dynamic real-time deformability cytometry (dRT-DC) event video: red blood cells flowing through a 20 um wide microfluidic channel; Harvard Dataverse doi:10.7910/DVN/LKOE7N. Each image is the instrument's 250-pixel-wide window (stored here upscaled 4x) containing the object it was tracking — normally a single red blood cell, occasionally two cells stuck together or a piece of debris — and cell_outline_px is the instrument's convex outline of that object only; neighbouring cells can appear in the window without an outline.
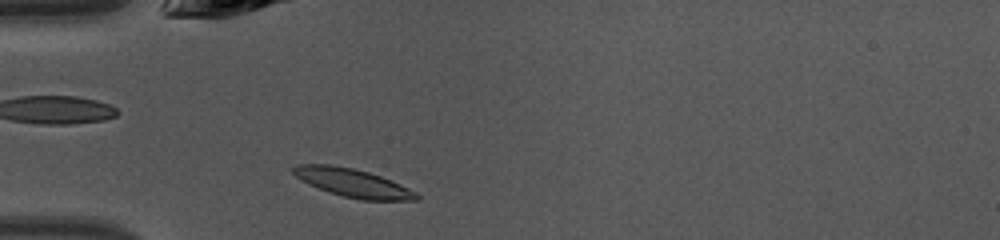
{"species": "common noctule bat (a hibernating species)", "species_latin": "Nyctalus noctula", "temperature_condition": "warm", "stored_images_in_passage": 35, "camera_frame_rate_fps": 3000, "um_per_image_px": 0.085, "animal": {"sex": "female", "body_mass_g": 10.0, "forearm_length_mm": 53.1}, "frame": {"image": 1, "passage_image": 2, "time_ms": 0.333, "image_size_px": [1000, 240], "cell_outline_px": [[420, 200], [360, 200], [328, 192], [308, 184], [296, 176], [292, 172], [292, 168], [296, 164], [328, 164], [352, 168], [368, 172], [380, 176], [400, 184], [416, 192], [420, 196]], "centroid_in_image_um": [29.98, 15.55], "position_along_channel_um": 55.0, "area_um2": 20.23}}
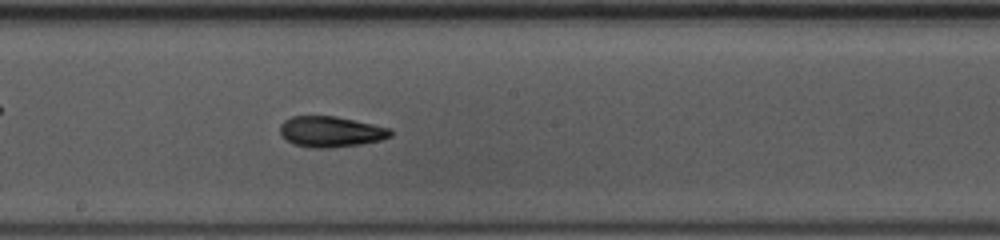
{"frame": {"image": 2, "passage_image": 14, "time_ms": 4.333, "image_size_px": [1000, 240], "cell_outline_px": [[392, 136], [380, 140], [360, 144], [332, 148], [312, 148], [296, 144], [288, 140], [280, 132], [280, 124], [284, 120], [292, 116], [336, 116], [392, 128]], "centroid_in_image_um": [28.15, 11.18], "position_along_channel_um": 220.1, "area_um2": 19.77}}
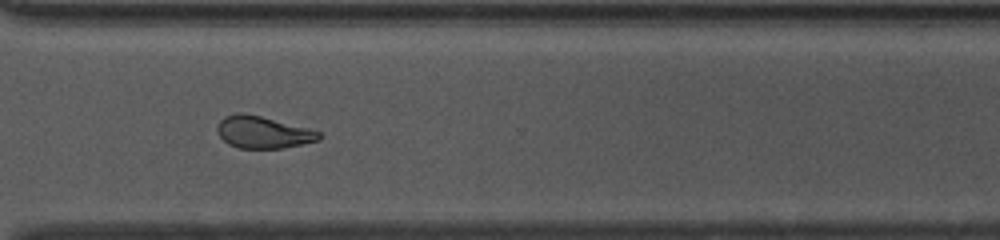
{"frame": {"image": 3, "passage_image": 23, "time_ms": 7.333, "image_size_px": [1000, 240], "cell_outline_px": [[324, 136], [320, 140], [280, 148], [240, 148], [228, 144], [220, 136], [216, 128], [220, 120], [224, 116], [236, 112], [244, 112], [308, 128], [320, 132]], "centroid_in_image_um": [22.34, 11.23], "position_along_channel_um": 348.3, "area_um2": 18.96}, "authors_computed_cell_mechanics": {"area_um2": 19.8254, "velocity_mm_per_s": 4.2925, "shape_relaxation_time_tau1_ms": 4.6321, "shape_relaxation_time_tau2_ms": 3.7459, "deformation_change_tau1": 0.1558, "deformation_change_tau2": 0.0906}}